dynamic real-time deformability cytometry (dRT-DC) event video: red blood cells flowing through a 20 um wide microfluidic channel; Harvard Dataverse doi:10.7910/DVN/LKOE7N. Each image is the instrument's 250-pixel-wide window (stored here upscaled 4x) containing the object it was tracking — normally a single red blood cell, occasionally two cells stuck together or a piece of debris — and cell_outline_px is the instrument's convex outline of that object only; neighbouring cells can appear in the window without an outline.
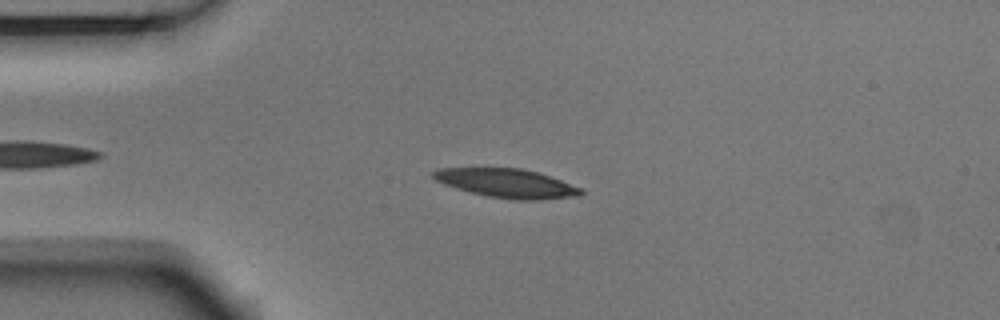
{"species": "Egyptian fruit bat (a non-hibernating species)", "species_latin": "Rousettus aegyptiacus", "temperature_condition": "room temperature", "stored_images_in_passage": 46, "camera_frame_rate_fps": 3000, "um_per_image_px": 0.085, "animal": {"sex": "male"}, "frame": {"image": 1, "passage_image": 9, "time_ms": 2.667, "image_size_px": [1000, 320], "cell_outline_px": [[584, 192], [580, 196], [540, 200], [516, 200], [488, 196], [456, 188], [444, 184], [436, 180], [432, 176], [432, 172], [436, 168], [520, 168], [536, 172], [560, 180], [580, 188]], "centroid_in_image_um": [43.06, 15.58], "position_along_channel_um": 41.9, "area_um2": 24.62}}
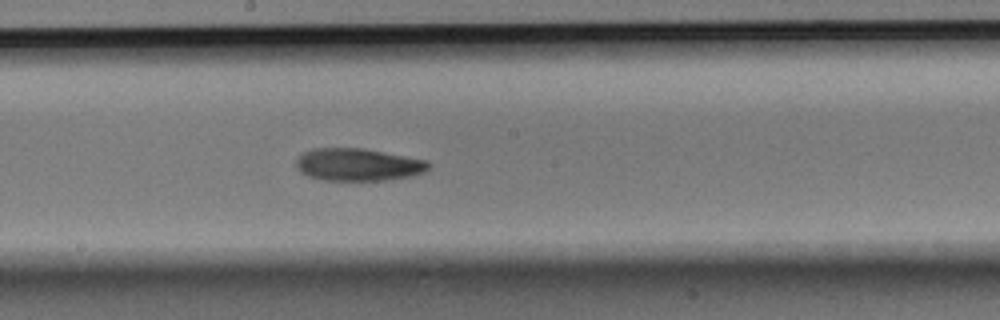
{"frame": {"image": 2, "passage_image": 25, "time_ms": 8.0, "image_size_px": [1000, 320], "cell_outline_px": [[432, 164], [424, 172], [412, 176], [384, 180], [320, 180], [308, 176], [300, 172], [296, 168], [296, 160], [304, 152], [312, 148], [364, 148], [428, 160]], "centroid_in_image_um": [30.44, 13.99], "position_along_channel_um": 217.8, "area_um2": 25.26}}
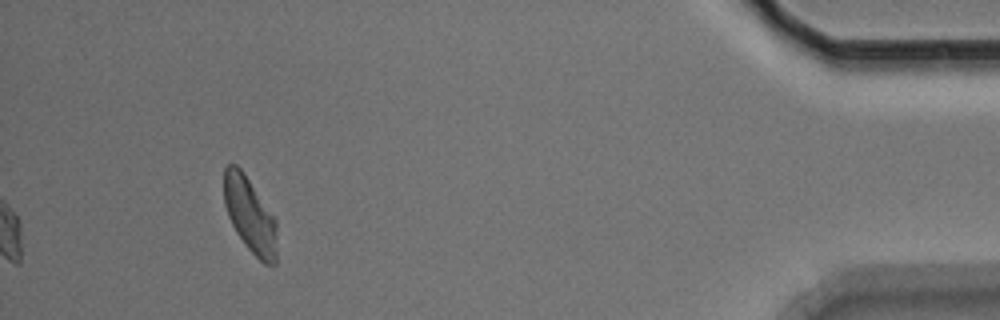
{"frame": {"image": 3, "passage_image": 46, "time_ms": 15.0, "image_size_px": [1000, 320], "cell_outline_px": [[276, 264], [264, 264], [244, 244], [236, 232], [228, 216], [224, 204], [224, 168], [228, 164], [236, 164], [244, 172], [276, 220]], "centroid_in_image_um": [21.23, 18.27], "position_along_channel_um": 414.0, "area_um2": 23.06}, "authors_computed_cell_mechanics": {"area_um2": 24.6806, "velocity_mm_per_s": 3.7215, "shape_relaxation_time_tau1_ms": 3.9094, "shape_relaxation_time_tau2_ms": 7.6641, "deformation_change_tau1": 0.1258, "deformation_change_tau2": 0.1611}}